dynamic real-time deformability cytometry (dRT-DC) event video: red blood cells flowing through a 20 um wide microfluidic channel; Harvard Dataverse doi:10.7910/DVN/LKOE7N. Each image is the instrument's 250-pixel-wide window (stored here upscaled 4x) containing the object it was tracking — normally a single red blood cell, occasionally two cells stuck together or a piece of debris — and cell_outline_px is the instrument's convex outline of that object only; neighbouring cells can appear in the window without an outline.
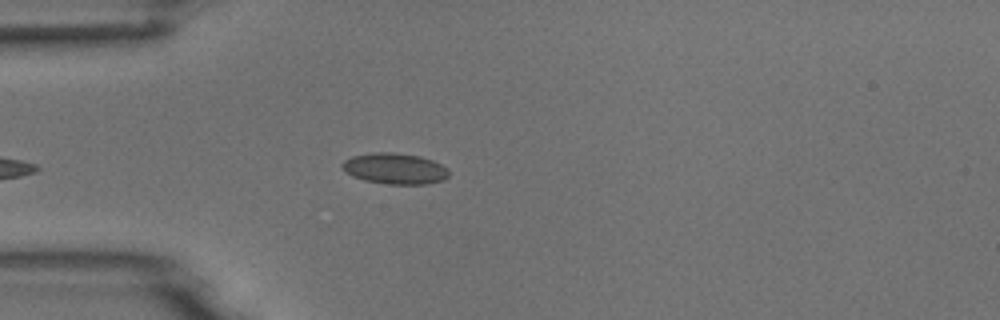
{"species": "common noctule bat (a hibernating species)", "species_latin": "Nyctalus noctula", "temperature_condition": "room temperature", "stored_images_in_passage": 5, "camera_frame_rate_fps": 3000, "um_per_image_px": 0.085, "animal": {"sex": "male", "body_mass_g": 18.8}, "frame": {"image": 1, "passage_image": 5, "time_ms": 5.333, "image_size_px": [1000, 320], "cell_outline_px": [[448, 176], [444, 180], [428, 184], [388, 184], [364, 180], [352, 176], [344, 172], [340, 164], [344, 160], [352, 156], [372, 152], [392, 152], [420, 156], [432, 160], [448, 168]], "centroid_in_image_um": [33.54, 14.33], "position_along_channel_um": 51.5, "area_um2": 19.42}}